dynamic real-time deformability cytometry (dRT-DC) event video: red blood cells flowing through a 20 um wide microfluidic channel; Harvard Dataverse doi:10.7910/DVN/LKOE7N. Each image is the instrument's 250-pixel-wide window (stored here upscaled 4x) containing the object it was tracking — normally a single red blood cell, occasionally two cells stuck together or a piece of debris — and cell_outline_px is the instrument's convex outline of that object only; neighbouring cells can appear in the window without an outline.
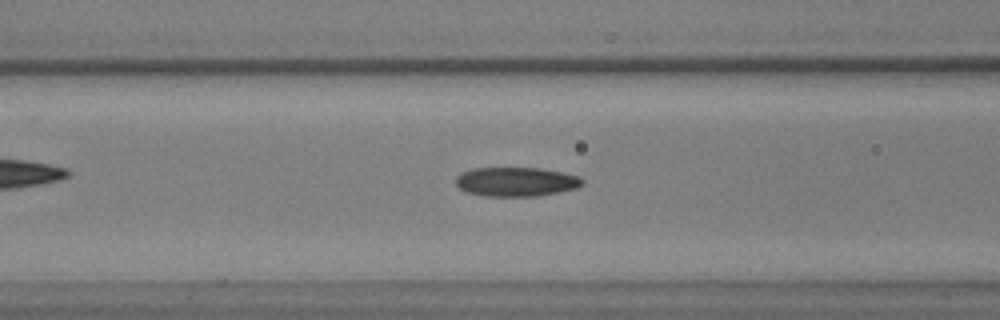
{"species": "common noctule bat (a hibernating species)", "species_latin": "Nyctalus noctula", "temperature_condition": "warm", "stored_images_in_passage": 43, "camera_frame_rate_fps": 3000, "um_per_image_px": 0.085, "animal": {"sex": "male", "body_mass_g": 17.9, "forearm_length_mm": 54.2}, "frame": {"image": 1, "passage_image": 13, "time_ms": 4.0, "image_size_px": [1000, 320], "cell_outline_px": [[584, 184], [576, 188], [536, 196], [484, 196], [464, 192], [456, 184], [456, 176], [472, 168], [540, 168], [580, 176], [584, 180]], "centroid_in_image_um": [43.86, 15.45], "position_along_channel_um": 122.7, "area_um2": 21.5}}
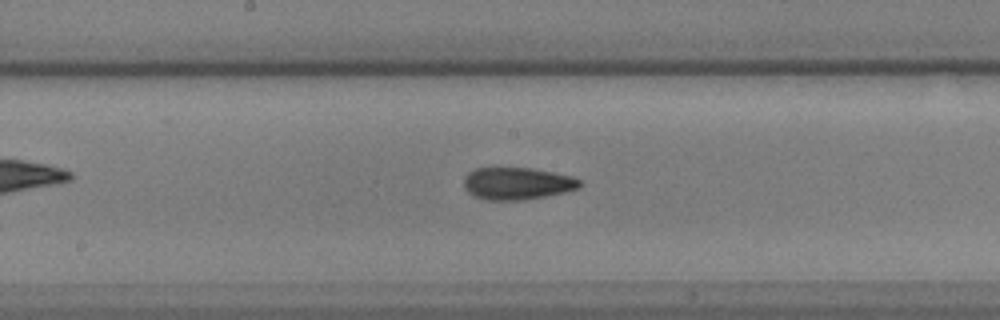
{"frame": {"image": 2, "passage_image": 20, "time_ms": 6.333, "image_size_px": [1000, 320], "cell_outline_px": [[584, 184], [580, 188], [564, 192], [544, 196], [520, 200], [488, 200], [476, 196], [468, 192], [464, 188], [464, 176], [468, 172], [476, 168], [532, 168], [572, 176], [580, 180]], "centroid_in_image_um": [43.97, 15.59], "position_along_channel_um": 204.2, "area_um2": 21.73}}
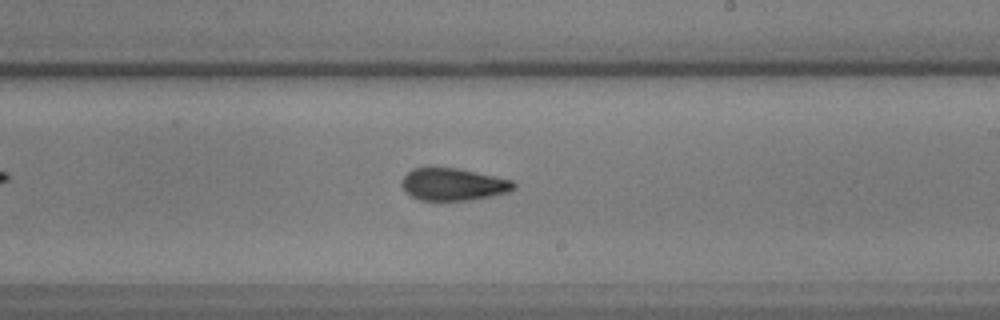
{"frame": {"image": 3, "passage_image": 24, "time_ms": 7.667, "image_size_px": [1000, 320], "cell_outline_px": [[516, 188], [508, 192], [472, 200], [420, 200], [412, 196], [400, 184], [404, 176], [412, 168], [456, 168], [512, 180], [516, 184]], "centroid_in_image_um": [38.53, 15.67], "position_along_channel_um": 250.5, "area_um2": 20.81}}